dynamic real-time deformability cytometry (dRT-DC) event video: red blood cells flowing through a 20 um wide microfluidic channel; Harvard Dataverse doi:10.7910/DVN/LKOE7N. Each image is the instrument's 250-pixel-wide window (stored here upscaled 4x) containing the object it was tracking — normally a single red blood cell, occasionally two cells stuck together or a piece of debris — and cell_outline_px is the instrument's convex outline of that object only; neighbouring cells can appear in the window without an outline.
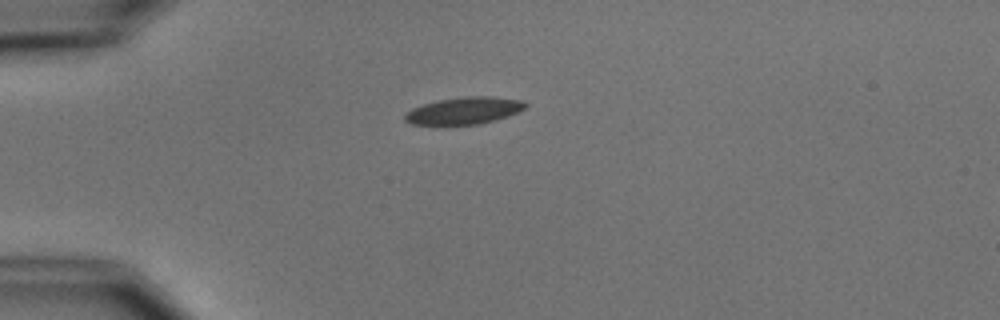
{"species": "common noctule bat (a hibernating species)", "species_latin": "Nyctalus noctula", "temperature_condition": "cold", "stored_images_in_passage": 1, "camera_frame_rate_fps": 3000, "um_per_image_px": 0.085, "animal": {"sex": "male", "body_mass_g": 15.6}, "frame": {"image": 1, "passage_image": 1, "time_ms": 0.0, "image_size_px": [1000, 320], "cell_outline_px": [[528, 104], [524, 108], [508, 116], [496, 120], [480, 124], [444, 128], [412, 124], [404, 120], [404, 116], [412, 108], [424, 104], [440, 100], [464, 96], [492, 96], [524, 100]], "centroid_in_image_um": [39.41, 9.45], "position_along_channel_um": 45.6, "area_um2": 19.83}}